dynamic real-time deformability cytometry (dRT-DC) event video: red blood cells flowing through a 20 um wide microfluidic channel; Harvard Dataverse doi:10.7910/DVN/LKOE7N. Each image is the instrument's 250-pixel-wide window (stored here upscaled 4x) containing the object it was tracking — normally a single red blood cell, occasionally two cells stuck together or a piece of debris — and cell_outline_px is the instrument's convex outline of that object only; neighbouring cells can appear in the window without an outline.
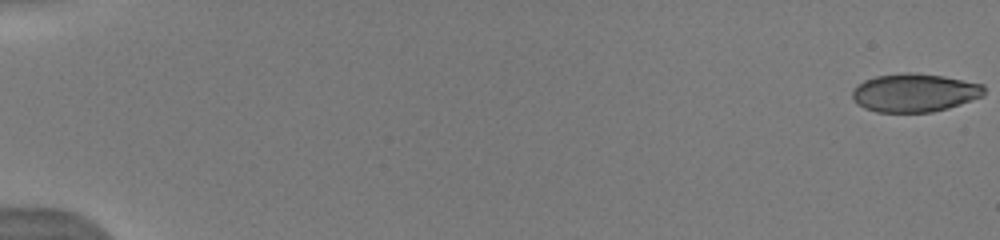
{"species": "human", "species_latin": "Homo sapiens", "temperature_condition": "warm", "stored_images_in_passage": 11, "camera_frame_rate_fps": 3000, "um_per_image_px": 0.085, "donor": {"sex": "male"}, "frame": {"image": 1, "passage_image": 1, "time_ms": 0.0, "image_size_px": [1000, 240], "cell_outline_px": [[984, 96], [948, 108], [932, 112], [876, 112], [864, 108], [856, 104], [852, 96], [852, 92], [864, 80], [876, 76], [908, 72], [912, 72], [944, 76], [984, 84]], "centroid_in_image_um": [77.75, 7.88], "position_along_channel_um": 7.2, "area_um2": 29.48}}
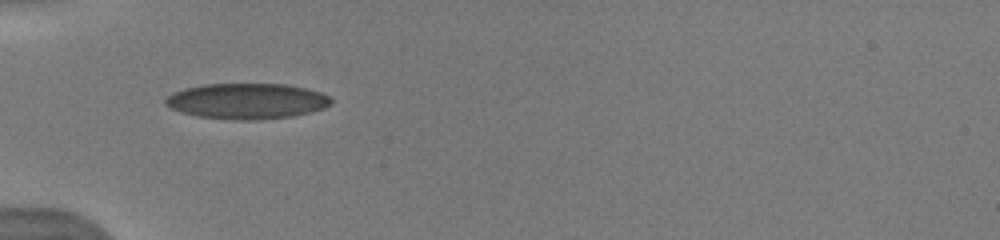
{"frame": {"image": 2, "passage_image": 7, "time_ms": 6.0, "image_size_px": [1000, 240], "cell_outline_px": [[332, 104], [324, 108], [312, 112], [292, 116], [256, 120], [236, 120], [200, 116], [184, 112], [172, 108], [164, 104], [164, 100], [172, 92], [184, 88], [204, 84], [288, 84], [308, 88], [320, 92], [328, 96], [332, 100]], "centroid_in_image_um": [21.02, 8.58], "position_along_channel_um": 64.0, "area_um2": 34.45}}